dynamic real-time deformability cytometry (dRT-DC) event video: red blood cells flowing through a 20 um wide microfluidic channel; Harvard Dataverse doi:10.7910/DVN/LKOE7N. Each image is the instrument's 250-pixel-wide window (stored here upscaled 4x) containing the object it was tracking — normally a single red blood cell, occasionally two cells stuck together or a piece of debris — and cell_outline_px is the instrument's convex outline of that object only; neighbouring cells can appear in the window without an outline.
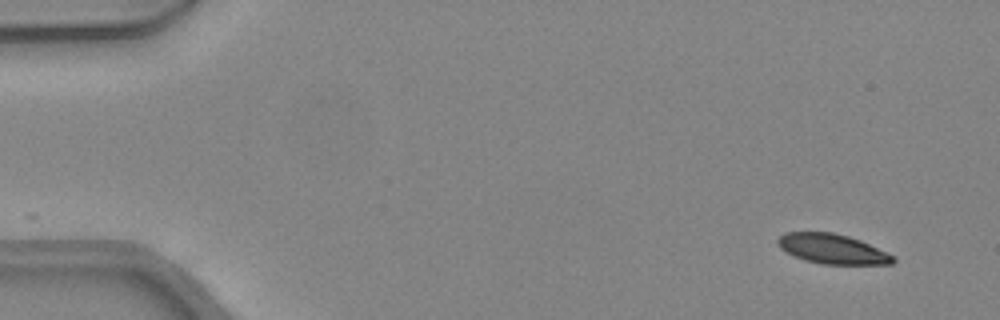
{"species": "common noctule bat (a hibernating species)", "species_latin": "Nyctalus noctula", "temperature_condition": "warm", "stored_images_in_passage": 45, "camera_frame_rate_fps": 3000, "um_per_image_px": 0.085, "animal": {"sex": "female", "body_mass_g": 24.6, "forearm_length_mm": 56.2}, "frame": {"image": 1, "passage_image": 1, "time_ms": 0.0, "image_size_px": [1000, 320], "cell_outline_px": [[896, 260], [892, 264], [820, 264], [804, 260], [780, 248], [776, 244], [776, 240], [784, 232], [832, 232], [848, 236], [860, 240], [892, 256]], "centroid_in_image_um": [70.69, 21.15], "position_along_channel_um": 14.3, "area_um2": 19.77}}
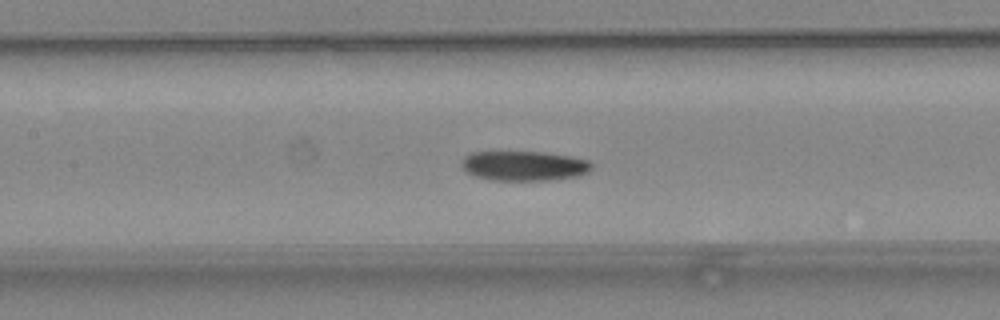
{"frame": {"image": 2, "passage_image": 20, "time_ms": 6.333, "image_size_px": [1000, 320], "cell_outline_px": [[592, 168], [588, 172], [580, 176], [552, 180], [492, 180], [476, 176], [468, 172], [460, 164], [464, 156], [472, 152], [544, 152], [568, 156], [588, 160], [592, 164]], "centroid_in_image_um": [44.56, 14.1], "position_along_channel_um": 162.8, "area_um2": 22.54}}
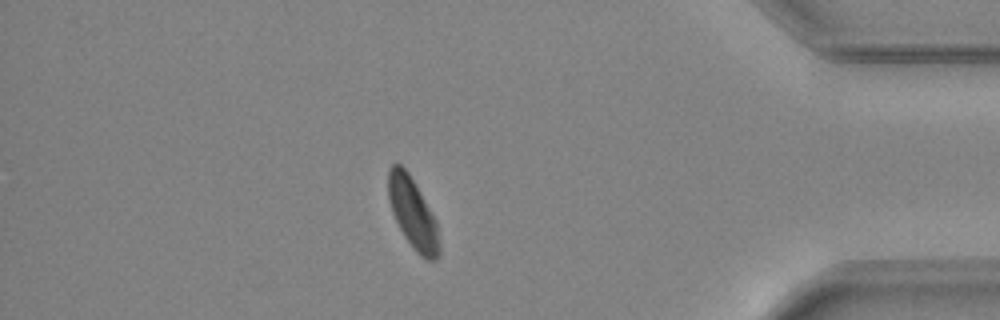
{"frame": {"image": 3, "passage_image": 39, "time_ms": 12.667, "image_size_px": [1000, 320], "cell_outline_px": [[440, 256], [436, 260], [428, 260], [420, 256], [416, 252], [404, 236], [392, 212], [388, 200], [388, 168], [392, 164], [400, 164], [408, 172], [436, 220], [440, 240]], "centroid_in_image_um": [35.09, 18.16], "position_along_channel_um": 400.1, "area_um2": 20.98}, "authors_computed_cell_mechanics": {"area_um2": 22.3686, "velocity_mm_per_s": 4.3439, "shape_relaxation_time_tau1_ms": 4.7753, "shape_relaxation_time_tau2_ms": null, "deformation_change_tau1": 0.1326, "deformation_change_tau2": null}}